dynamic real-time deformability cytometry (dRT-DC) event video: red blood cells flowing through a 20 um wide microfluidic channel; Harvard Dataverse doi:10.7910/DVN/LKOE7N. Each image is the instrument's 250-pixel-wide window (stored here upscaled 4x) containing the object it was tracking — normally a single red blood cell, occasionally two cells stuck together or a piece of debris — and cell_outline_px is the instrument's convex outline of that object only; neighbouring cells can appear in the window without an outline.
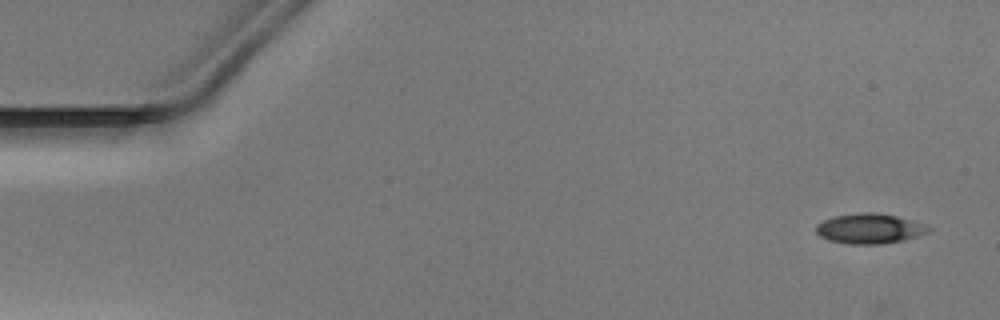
{"species": "Egyptian fruit bat (a non-hibernating species)", "species_latin": "Rousettus aegyptiacus", "temperature_condition": "warm", "stored_images_in_passage": 49, "camera_frame_rate_fps": 3000, "um_per_image_px": 0.085, "animal": {"sex": "male"}, "frame": {"image": 1, "passage_image": 1, "time_ms": 0.0, "image_size_px": [1000, 320], "cell_outline_px": [[932, 228], [928, 232], [904, 240], [880, 244], [848, 244], [828, 240], [820, 236], [816, 232], [816, 224], [824, 220], [836, 216], [860, 212], [876, 212], [896, 216], [928, 224]], "centroid_in_image_um": [73.93, 19.43], "position_along_channel_um": 11.1, "area_um2": 19.77}}
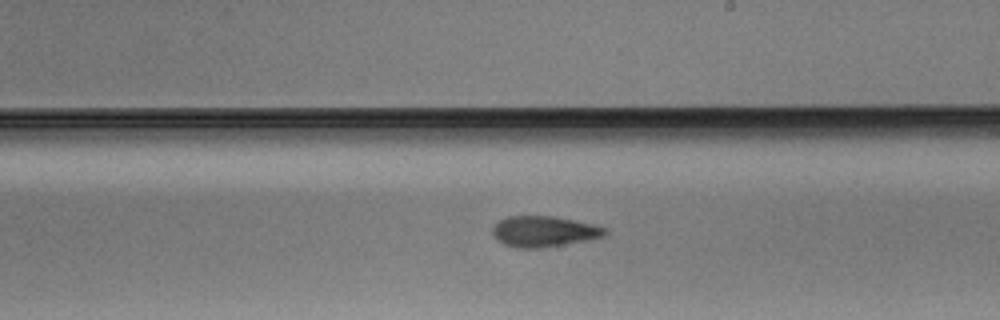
{"frame": {"image": 2, "passage_image": 28, "time_ms": 9.0, "image_size_px": [1000, 320], "cell_outline_px": [[608, 232], [604, 236], [588, 240], [540, 248], [516, 248], [504, 244], [492, 232], [492, 228], [500, 220], [508, 216], [556, 216], [576, 220], [608, 228]], "centroid_in_image_um": [46.28, 19.66], "position_along_channel_um": 242.7, "area_um2": 20.11}}
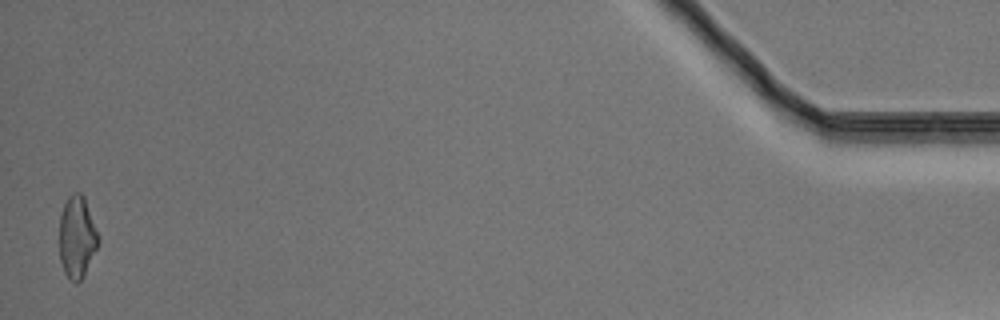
{"frame": {"image": 3, "passage_image": 49, "time_ms": 16.0, "image_size_px": [1000, 320], "cell_outline_px": [[100, 240], [84, 276], [76, 284], [64, 272], [60, 260], [60, 216], [64, 204], [68, 196], [72, 192], [80, 192], [84, 196], [100, 236]], "centroid_in_image_um": [6.56, 20.12], "position_along_channel_um": 428.6, "area_um2": 18.67}}